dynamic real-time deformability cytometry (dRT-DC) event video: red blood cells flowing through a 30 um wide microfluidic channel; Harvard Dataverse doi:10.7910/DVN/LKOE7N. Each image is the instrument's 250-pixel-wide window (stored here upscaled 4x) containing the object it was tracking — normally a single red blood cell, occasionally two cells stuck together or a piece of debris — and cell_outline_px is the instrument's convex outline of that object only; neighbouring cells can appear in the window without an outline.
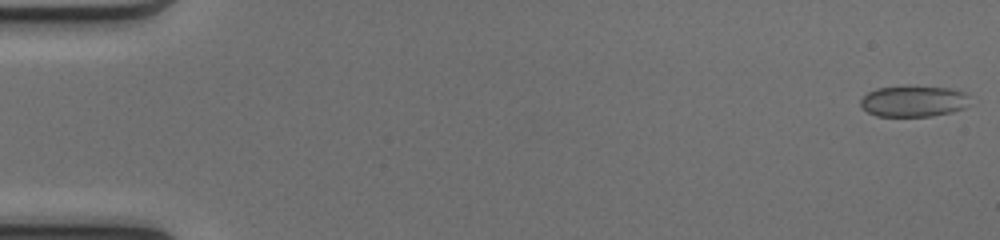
{"species": "common noctule bat (a hibernating species)", "species_latin": "Nyctalus noctula", "temperature_condition": "cold", "stored_images_in_passage": 50, "camera_frame_rate_fps": 3000, "um_per_image_px": 0.085, "animal": {"sex": "female", "body_mass_g": 17.0, "forearm_length_mm": 48.0}, "frame": {"image": 1, "passage_image": 1, "time_ms": 0.0, "image_size_px": [1000, 240], "cell_outline_px": [[968, 104], [964, 108], [952, 112], [932, 116], [876, 116], [868, 112], [860, 104], [860, 100], [868, 92], [876, 88], [904, 84], [952, 88], [964, 92], [968, 96]], "centroid_in_image_um": [77.64, 8.57], "position_along_channel_um": 7.4, "area_um2": 20.35}}
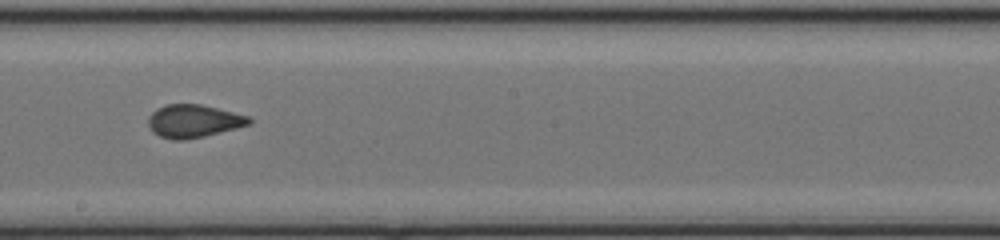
{"frame": {"image": 2, "passage_image": 29, "time_ms": 9.333, "image_size_px": [1000, 240], "cell_outline_px": [[252, 124], [204, 136], [184, 140], [172, 140], [160, 136], [152, 132], [148, 124], [148, 116], [156, 108], [164, 104], [200, 104], [252, 116]], "centroid_in_image_um": [16.46, 10.28], "position_along_channel_um": 231.7, "area_um2": 19.59}}
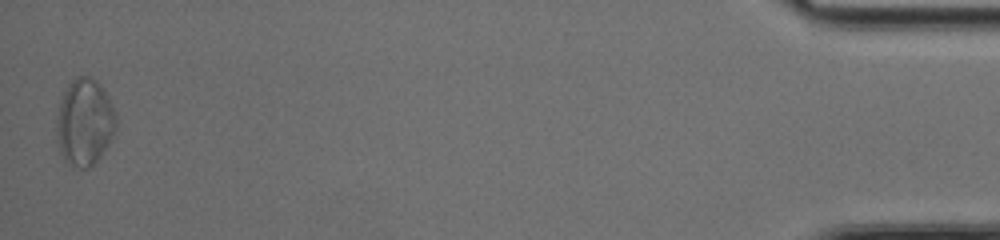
{"frame": {"image": 3, "passage_image": 50, "time_ms": 16.333, "image_size_px": [1000, 240], "cell_outline_px": [[116, 128], [112, 136], [100, 156], [88, 168], [76, 168], [64, 160], [60, 152], [56, 132], [56, 120], [60, 104], [64, 92], [68, 84], [76, 76], [88, 76], [96, 80], [100, 84], [116, 116]], "centroid_in_image_um": [7.16, 10.39], "position_along_channel_um": 428.0, "area_um2": 29.65}}